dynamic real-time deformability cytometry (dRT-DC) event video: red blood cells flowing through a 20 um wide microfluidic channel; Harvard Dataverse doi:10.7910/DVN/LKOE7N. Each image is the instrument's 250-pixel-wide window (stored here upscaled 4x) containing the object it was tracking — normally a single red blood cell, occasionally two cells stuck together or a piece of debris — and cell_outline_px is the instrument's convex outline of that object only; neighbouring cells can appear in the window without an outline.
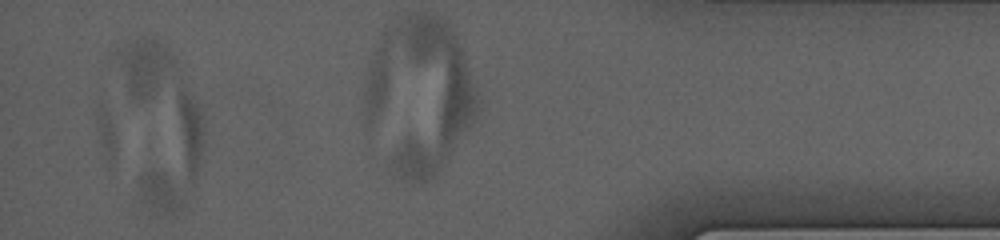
{"species": "human", "species_latin": "Homo sapiens", "temperature_condition": "cold", "stored_images_in_passage": 50, "segment_of_instrument_passage": [2, 2], "camera_frame_rate_fps": 3000, "um_per_image_px": 0.085, "donor": {"sex": "male"}, "frame": {"image": 1, "passage_image": 49, "time_ms": 17.333, "image_size_px": [1000, 240], "cell_outline_px": [[204, 132], [196, 180], [180, 208], [176, 212], [168, 216], [160, 212], [140, 200], [140, 176], [180, 88], [196, 104], [200, 116]], "centroid_in_image_um": [14.77, 13.45], "position_along_channel_um": 420.4, "area_um2": 36.01}}